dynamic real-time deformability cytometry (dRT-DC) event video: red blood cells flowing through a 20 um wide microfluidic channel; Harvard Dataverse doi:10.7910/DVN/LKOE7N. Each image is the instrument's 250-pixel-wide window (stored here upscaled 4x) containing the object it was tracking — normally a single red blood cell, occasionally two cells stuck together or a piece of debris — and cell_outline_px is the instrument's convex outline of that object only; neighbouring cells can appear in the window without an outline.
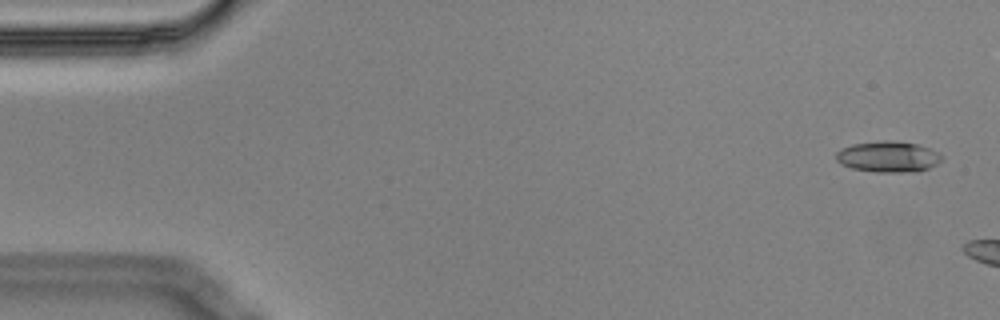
{"species": "Egyptian fruit bat (a non-hibernating species)", "species_latin": "Rousettus aegyptiacus", "temperature_condition": "cold", "stored_images_in_passage": 3, "camera_frame_rate_fps": 3000, "um_per_image_px": 0.085, "animal": {"sex": "male"}, "frame": {"image": 1, "passage_image": 1, "time_ms": 0.0, "image_size_px": [1000, 320], "cell_outline_px": [[940, 160], [936, 164], [928, 168], [896, 172], [876, 172], [852, 168], [840, 164], [836, 160], [836, 152], [840, 148], [852, 144], [884, 140], [888, 140], [920, 144], [936, 152], [940, 156]], "centroid_in_image_um": [75.4, 13.3], "position_along_channel_um": 9.6, "area_um2": 18.73}}